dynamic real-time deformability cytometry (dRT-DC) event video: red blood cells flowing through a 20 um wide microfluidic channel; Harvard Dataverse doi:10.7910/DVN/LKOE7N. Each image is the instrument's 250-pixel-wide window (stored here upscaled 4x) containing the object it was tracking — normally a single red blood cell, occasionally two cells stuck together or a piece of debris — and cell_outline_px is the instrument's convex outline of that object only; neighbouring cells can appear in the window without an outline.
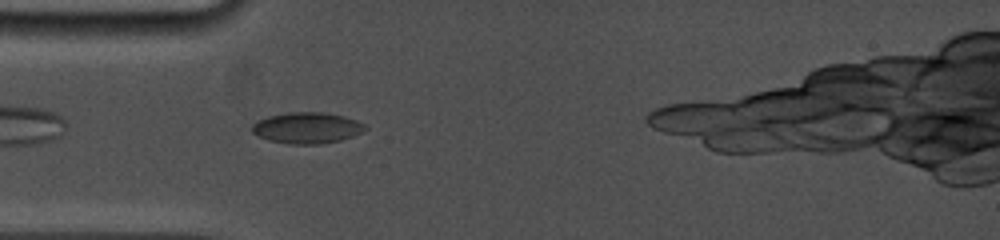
{"species": "common noctule bat (a hibernating species)", "species_latin": "Nyctalus noctula", "temperature_condition": "cold", "stored_images_in_passage": 4, "camera_frame_rate_fps": 5000, "um_per_image_px": 0.085, "animal": {"sex": "female", "body_mass_g": 19.0, "forearm_length_mm": 53.3}, "frame": {"image": 1, "passage_image": 4, "time_ms": 1.2, "image_size_px": [1000, 240], "cell_outline_px": [[368, 128], [352, 136], [340, 140], [320, 144], [288, 144], [268, 140], [252, 132], [252, 124], [268, 116], [288, 112], [324, 112], [344, 116], [356, 120], [364, 124]], "centroid_in_image_um": [26.09, 10.86], "position_along_channel_um": 58.9, "area_um2": 20.4}}